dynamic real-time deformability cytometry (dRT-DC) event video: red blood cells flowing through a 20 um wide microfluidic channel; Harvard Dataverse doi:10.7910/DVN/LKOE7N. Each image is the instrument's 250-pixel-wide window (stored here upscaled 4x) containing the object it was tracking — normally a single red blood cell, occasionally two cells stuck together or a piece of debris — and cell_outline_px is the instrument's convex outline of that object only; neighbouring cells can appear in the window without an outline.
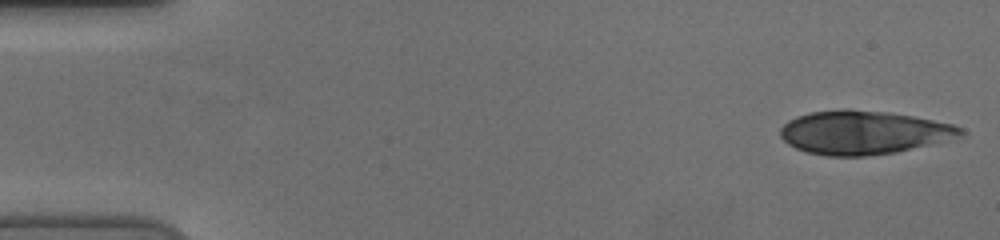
{"species": "human", "species_latin": "Homo sapiens", "temperature_condition": "cold", "stored_images_in_passage": 16, "camera_frame_rate_fps": 3000, "um_per_image_px": 0.085, "donor": {"sex": "female"}, "frame": {"image": 1, "passage_image": 1, "time_ms": 0.0, "image_size_px": [1000, 240], "cell_outline_px": [[964, 132], [908, 148], [892, 152], [860, 156], [832, 156], [808, 152], [796, 148], [788, 144], [780, 136], [780, 128], [784, 124], [800, 116], [812, 112], [876, 112], [908, 116], [952, 124], [960, 128]], "centroid_in_image_um": [73.23, 11.29], "position_along_channel_um": 11.8, "area_um2": 42.66}}
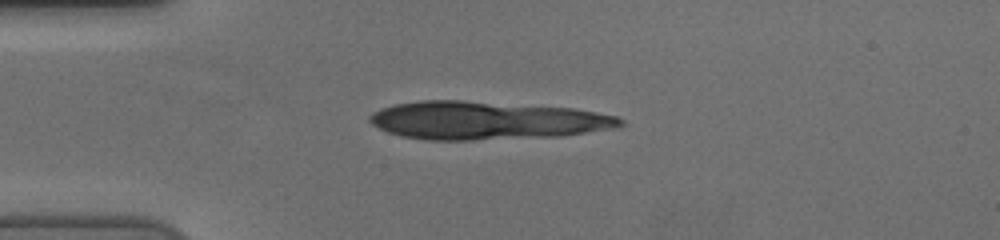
{"frame": {"image": 2, "passage_image": 13, "time_ms": 4.0, "image_size_px": [1000, 240], "cell_outline_px": [[624, 124], [580, 132], [552, 136], [464, 140], [432, 140], [404, 136], [388, 132], [372, 124], [368, 120], [368, 116], [384, 108], [396, 104], [424, 100], [460, 100], [572, 108], [616, 116]], "centroid_in_image_um": [41.23, 10.22], "position_along_channel_um": 43.8, "area_um2": 54.16}}